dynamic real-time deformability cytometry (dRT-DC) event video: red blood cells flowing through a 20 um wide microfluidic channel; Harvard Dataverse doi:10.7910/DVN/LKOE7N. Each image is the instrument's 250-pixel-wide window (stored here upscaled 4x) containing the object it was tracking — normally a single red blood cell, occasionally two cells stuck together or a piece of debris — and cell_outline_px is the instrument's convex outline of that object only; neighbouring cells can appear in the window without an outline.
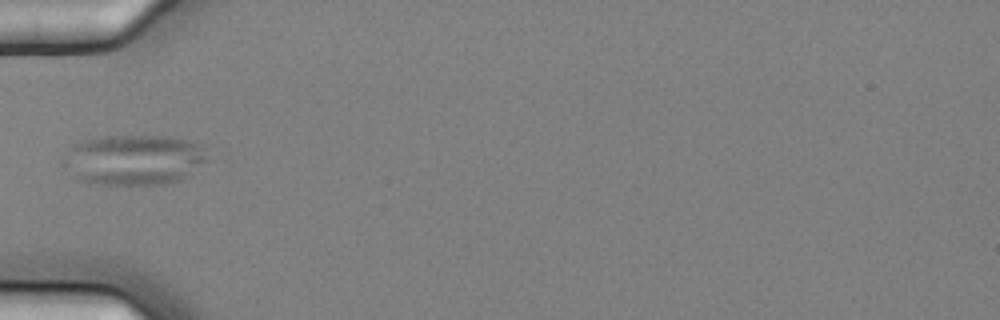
{"species": "common noctule bat (a hibernating species)", "species_latin": "Nyctalus noctula", "temperature_condition": "cold", "stored_images_in_passage": 1, "camera_frame_rate_fps": 3000, "um_per_image_px": 0.085, "animal": {"sex": "female", "body_mass_g": 25.1}, "frame": {"image": 1, "passage_image": 1, "time_ms": 0.0, "image_size_px": [1000, 320], "cell_outline_px": [[208, 160], [188, 176], [180, 180], [164, 184], [100, 184], [80, 180], [72, 152], [72, 144], [84, 140], [104, 136], [164, 136], [204, 144]], "centroid_in_image_um": [11.65, 13.56], "position_along_channel_um": 73.4, "area_um2": 40.52}}